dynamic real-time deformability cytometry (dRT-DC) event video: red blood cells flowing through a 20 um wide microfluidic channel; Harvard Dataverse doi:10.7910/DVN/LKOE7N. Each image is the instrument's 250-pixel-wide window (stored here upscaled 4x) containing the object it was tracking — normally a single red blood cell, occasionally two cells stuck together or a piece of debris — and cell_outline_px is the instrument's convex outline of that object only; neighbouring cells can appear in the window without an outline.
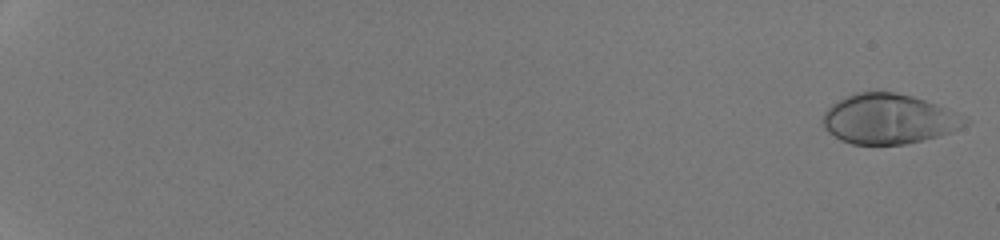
{"species": "human", "species_latin": "Homo sapiens", "temperature_condition": "room temperature", "stored_images_in_passage": 13, "camera_frame_rate_fps": 3000, "um_per_image_px": 0.085, "donor": {"sex": "male"}, "frame": {"image": 1, "passage_image": 1, "time_ms": 0.0, "image_size_px": [1000, 240], "cell_outline_px": [[972, 120], [968, 124], [952, 132], [940, 136], [904, 144], [852, 144], [840, 140], [828, 132], [824, 128], [820, 120], [824, 112], [832, 104], [856, 92], [896, 92], [912, 96], [936, 104]], "centroid_in_image_um": [75.53, 10.12], "position_along_channel_um": 9.5, "area_um2": 41.38}}